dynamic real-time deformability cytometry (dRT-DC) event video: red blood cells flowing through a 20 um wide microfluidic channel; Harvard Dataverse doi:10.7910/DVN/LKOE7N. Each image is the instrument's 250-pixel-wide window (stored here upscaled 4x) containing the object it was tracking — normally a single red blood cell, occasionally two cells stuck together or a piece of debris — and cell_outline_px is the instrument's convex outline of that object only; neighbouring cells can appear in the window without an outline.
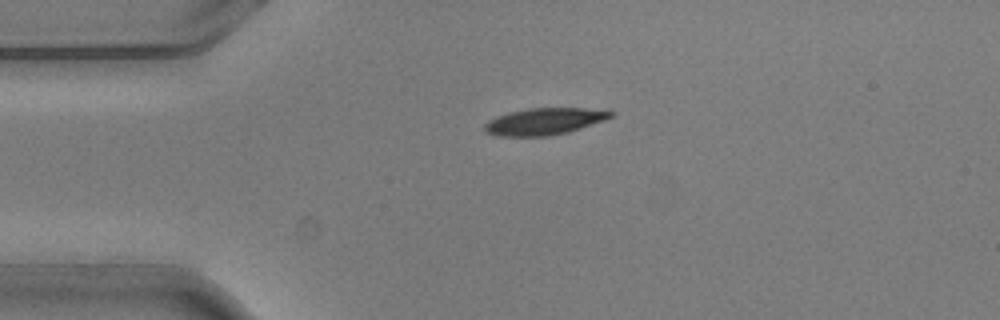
{"species": "common noctule bat (a hibernating species)", "species_latin": "Nyctalus noctula", "temperature_condition": "warm", "stored_images_in_passage": 3, "camera_frame_rate_fps": 3000, "um_per_image_px": 0.085, "animal": {"sex": "male", "body_mass_g": 20.5, "forearm_length_mm": 52.5}, "frame": {"image": 1, "passage_image": 1, "time_ms": 0.0, "image_size_px": [1000, 320], "cell_outline_px": [[616, 116], [568, 132], [548, 136], [496, 136], [484, 132], [484, 124], [488, 120], [496, 116], [508, 112], [528, 108], [584, 108], [616, 112]], "centroid_in_image_um": [46.24, 10.32], "position_along_channel_um": 38.8, "area_um2": 19.83}}